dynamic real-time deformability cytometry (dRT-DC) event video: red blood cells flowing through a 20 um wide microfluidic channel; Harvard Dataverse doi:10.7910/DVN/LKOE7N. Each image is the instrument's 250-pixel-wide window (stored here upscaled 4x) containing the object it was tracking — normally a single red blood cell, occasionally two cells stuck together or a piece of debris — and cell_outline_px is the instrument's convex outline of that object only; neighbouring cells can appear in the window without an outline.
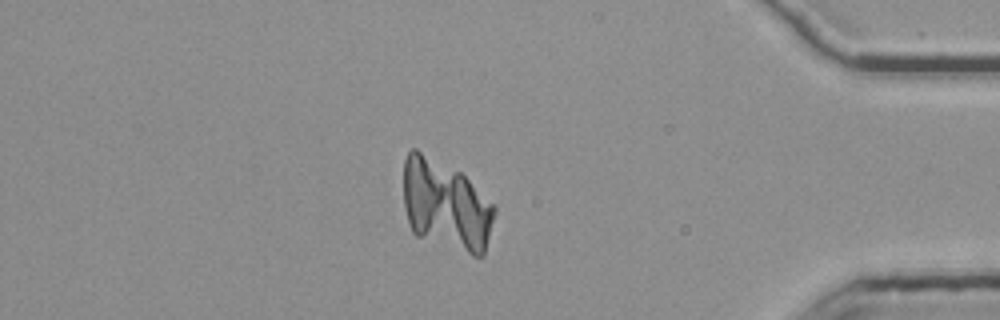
{"species": "common noctule bat (a hibernating species)", "species_latin": "Nyctalus noctula", "temperature_condition": "room temperature", "stored_images_in_passage": 55, "camera_frame_rate_fps": 3000, "um_per_image_px": 0.085, "animal": {"sex": "female", "body_mass_g": 25.1}, "frame": {"image": 1, "passage_image": 47, "time_ms": 15.333, "image_size_px": [1000, 320], "cell_outline_px": [[496, 212], [484, 256], [472, 256], [416, 236], [412, 232], [408, 224], [404, 208], [404, 160], [408, 152], [412, 148], [416, 148], [460, 172], [496, 208]], "centroid_in_image_um": [37.87, 17.47], "position_along_channel_um": 397.3, "area_um2": 48.21}}